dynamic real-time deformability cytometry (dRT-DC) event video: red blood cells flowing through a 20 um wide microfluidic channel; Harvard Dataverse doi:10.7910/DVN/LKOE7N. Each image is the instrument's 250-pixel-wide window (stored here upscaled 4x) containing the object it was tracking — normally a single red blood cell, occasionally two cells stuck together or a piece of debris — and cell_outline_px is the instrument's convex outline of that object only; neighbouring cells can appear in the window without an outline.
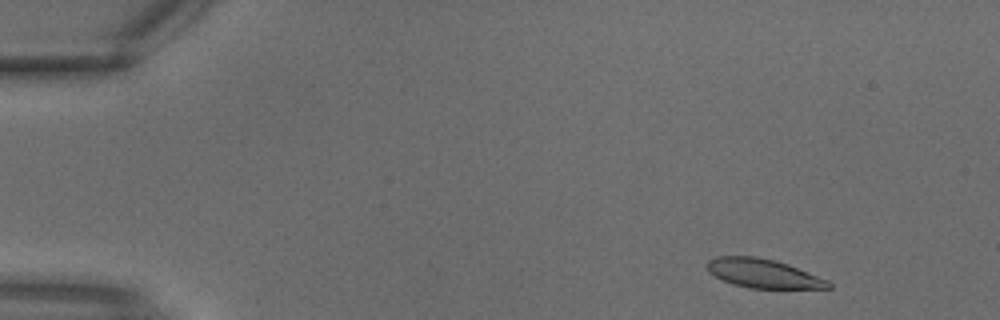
{"species": "common noctule bat (a hibernating species)", "species_latin": "Nyctalus noctula", "temperature_condition": "warm", "stored_images_in_passage": 10, "camera_frame_rate_fps": 3000, "um_per_image_px": 0.085, "animal": {"sex": "male", "body_mass_g": 18.8}, "frame": {"image": 1, "passage_image": 2, "time_ms": 0.333, "image_size_px": [1000, 320], "cell_outline_px": [[832, 288], [748, 288], [732, 284], [708, 272], [708, 260], [716, 256], [756, 256], [776, 260], [788, 264], [828, 280], [832, 284]], "centroid_in_image_um": [64.88, 23.23], "position_along_channel_um": 20.1, "area_um2": 20.4}}
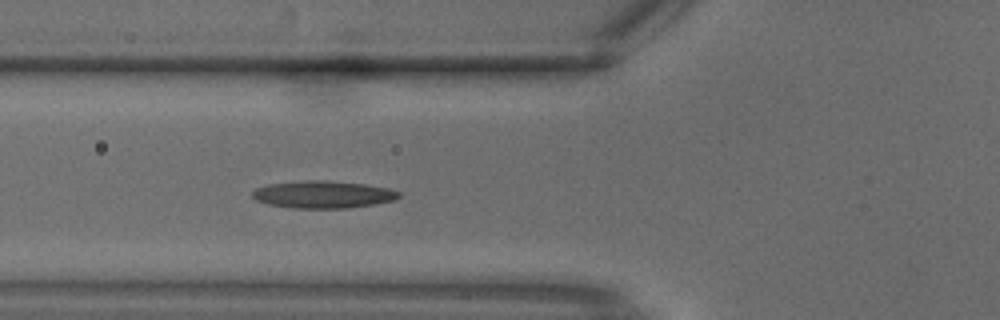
{"frame": {"image": 2, "passage_image": 10, "time_ms": 3.0, "image_size_px": [1000, 320], "cell_outline_px": [[400, 196], [396, 200], [376, 204], [348, 208], [292, 208], [268, 204], [256, 200], [252, 196], [252, 192], [256, 188], [268, 184], [300, 180], [328, 180], [364, 184], [388, 188], [400, 192]], "centroid_in_image_um": [27.46, 16.53], "position_along_channel_um": 98.3, "area_um2": 23.52}}